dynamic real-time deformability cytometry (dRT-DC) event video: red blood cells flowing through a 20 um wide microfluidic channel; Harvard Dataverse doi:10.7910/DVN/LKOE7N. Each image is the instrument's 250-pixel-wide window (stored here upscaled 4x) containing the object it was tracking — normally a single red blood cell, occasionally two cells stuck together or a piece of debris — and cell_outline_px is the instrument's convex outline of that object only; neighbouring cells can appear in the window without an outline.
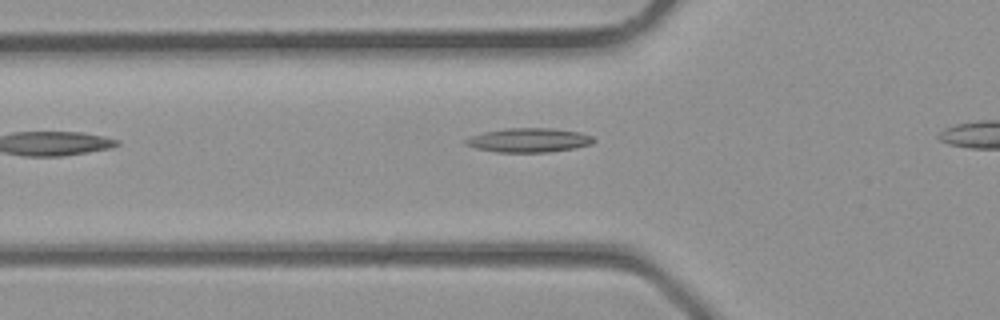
{"species": "common noctule bat (a hibernating species)", "species_latin": "Nyctalus noctula", "temperature_condition": "room temperature", "stored_images_in_passage": 4, "camera_frame_rate_fps": 3000, "um_per_image_px": 0.085, "animal": {"sex": "male", "body_mass_g": 23.1, "forearm_length_mm": 52.7}, "frame": {"image": 1, "passage_image": 3, "time_ms": 0.667, "image_size_px": [1000, 320], "cell_outline_px": [[596, 140], [592, 144], [576, 148], [548, 152], [496, 152], [476, 148], [464, 144], [464, 140], [472, 136], [484, 132], [508, 128], [552, 128], [580, 132], [592, 136]], "centroid_in_image_um": [44.98, 11.91], "position_along_channel_um": 80.8, "area_um2": 18.03}}